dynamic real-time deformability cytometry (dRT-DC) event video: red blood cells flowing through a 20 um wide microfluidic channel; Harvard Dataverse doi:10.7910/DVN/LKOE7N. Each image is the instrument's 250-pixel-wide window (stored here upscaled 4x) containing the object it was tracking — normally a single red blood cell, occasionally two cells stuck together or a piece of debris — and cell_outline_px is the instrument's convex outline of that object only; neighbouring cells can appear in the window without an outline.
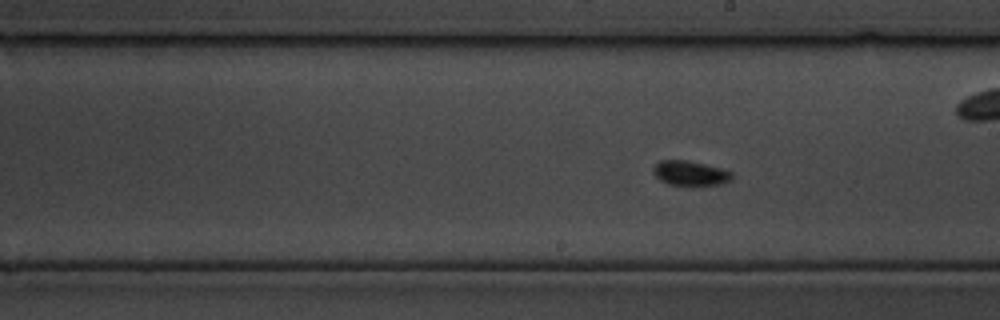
{"species": "common noctule bat (a hibernating species)", "species_latin": "Nyctalus noctula", "temperature_condition": "cold", "stored_images_in_passage": 67, "camera_frame_rate_fps": 3000, "um_per_image_px": 0.085, "animal": {"sex": "male", "body_mass_g": 19.5, "forearm_length_mm": 54.6}, "frame": {"image": 1, "passage_image": 27, "time_ms": 8.667, "image_size_px": [1000, 320], "cell_outline_px": [[732, 180], [720, 184], [668, 184], [660, 180], [652, 172], [652, 168], [660, 160], [688, 160], [720, 168], [732, 172]], "centroid_in_image_um": [58.64, 14.7], "position_along_channel_um": 230.4, "area_um2": 11.1}}
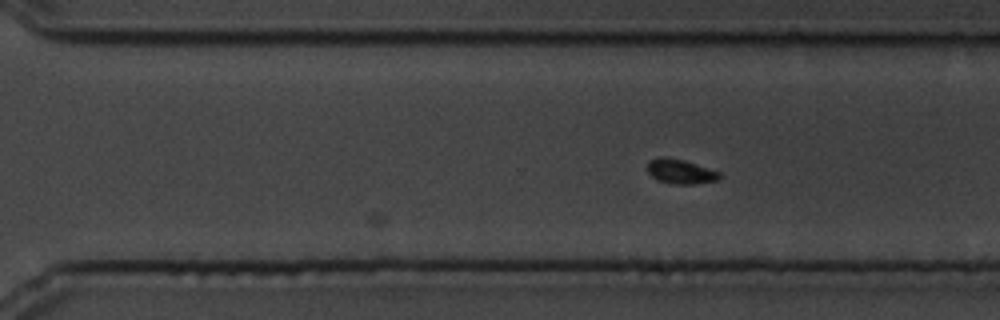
{"frame": {"image": 2, "passage_image": 38, "time_ms": 12.333, "image_size_px": [1000, 320], "cell_outline_px": [[724, 172], [716, 180], [696, 184], [676, 184], [656, 180], [648, 172], [648, 160], [660, 156], [664, 156], [684, 160]], "centroid_in_image_um": [57.86, 14.56], "position_along_channel_um": 312.7, "area_um2": 10.52}}
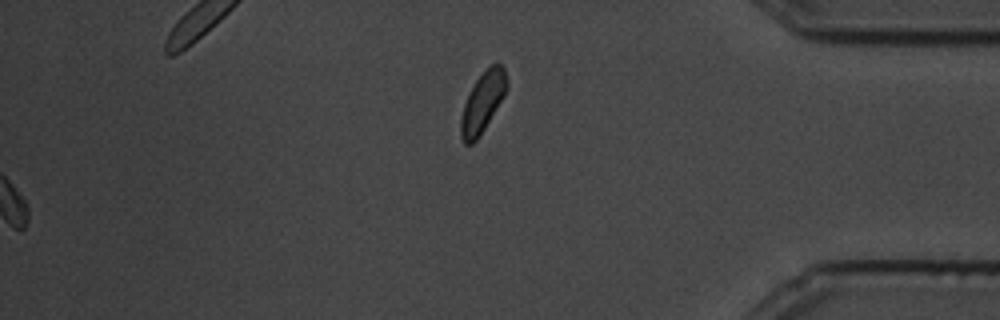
{"frame": {"image": 3, "passage_image": 67, "time_ms": 22.0, "image_size_px": [1000, 320], "cell_outline_px": [[508, 88], [504, 96], [480, 136], [472, 144], [464, 144], [460, 136], [460, 120], [464, 104], [476, 80], [496, 60], [504, 68], [508, 84]], "centroid_in_image_um": [41.03, 8.71], "position_along_channel_um": 394.2, "area_um2": 16.01}}